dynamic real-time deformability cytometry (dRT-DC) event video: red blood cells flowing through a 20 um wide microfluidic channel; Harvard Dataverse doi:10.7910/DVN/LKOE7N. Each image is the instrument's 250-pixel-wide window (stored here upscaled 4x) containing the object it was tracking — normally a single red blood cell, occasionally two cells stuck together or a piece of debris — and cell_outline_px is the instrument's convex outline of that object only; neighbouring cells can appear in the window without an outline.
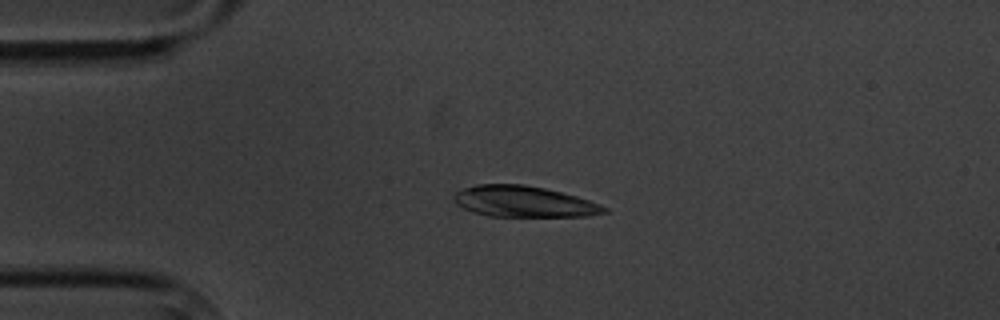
{"species": "common noctule bat (a hibernating species)", "species_latin": "Nyctalus noctula", "temperature_condition": "cold", "stored_images_in_passage": 5, "camera_frame_rate_fps": 3000, "um_per_image_px": 0.085, "animal": {"sex": "male", "body_mass_g": 20.1, "forearm_length_mm": 53.5}, "frame": {"image": 1, "passage_image": 3, "time_ms": 2.0, "image_size_px": [1000, 320], "cell_outline_px": [[608, 212], [588, 216], [488, 216], [472, 212], [456, 204], [452, 196], [456, 192], [464, 188], [476, 184], [524, 184], [544, 188], [576, 196], [600, 204], [608, 208]], "centroid_in_image_um": [44.5, 17.13], "position_along_channel_um": 40.5, "area_um2": 27.17}}
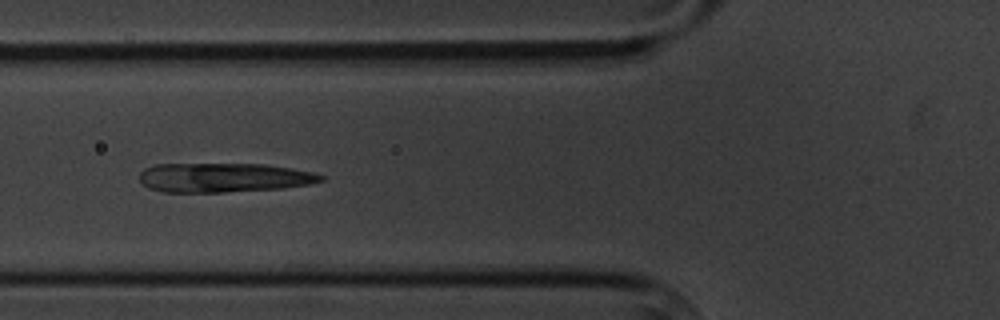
{"frame": {"image": 2, "passage_image": 5, "time_ms": 4.667, "image_size_px": [1000, 320], "cell_outline_px": [[324, 180], [312, 184], [284, 188], [224, 192], [164, 192], [148, 188], [140, 180], [140, 172], [144, 168], [152, 164], [264, 164], [292, 168], [312, 172], [324, 176]], "centroid_in_image_um": [19.02, 15.09], "position_along_channel_um": 106.8, "area_um2": 31.15}}